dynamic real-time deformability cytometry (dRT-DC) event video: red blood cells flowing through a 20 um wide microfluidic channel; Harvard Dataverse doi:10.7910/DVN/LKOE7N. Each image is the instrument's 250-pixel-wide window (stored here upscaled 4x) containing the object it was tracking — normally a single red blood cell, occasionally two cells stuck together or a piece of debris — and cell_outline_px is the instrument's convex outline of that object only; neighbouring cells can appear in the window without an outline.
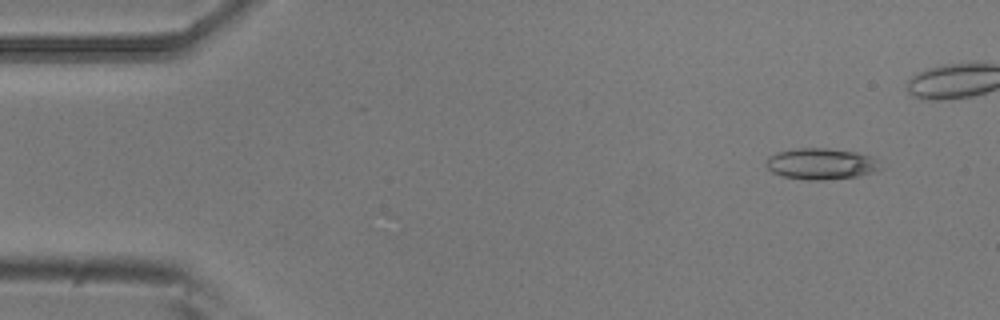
{"species": "common noctule bat (a hibernating species)", "species_latin": "Nyctalus noctula", "temperature_condition": "room temperature", "stored_images_in_passage": 5, "camera_frame_rate_fps": 3000, "um_per_image_px": 0.085, "animal": {"sex": "male", "body_mass_g": 20.5, "forearm_length_mm": 52.5}, "frame": {"image": 1, "passage_image": 1, "time_ms": 0.0, "image_size_px": [1000, 320], "cell_outline_px": [[884, 168], [860, 176], [824, 180], [808, 180], [784, 176], [772, 172], [764, 164], [768, 156], [776, 152], [796, 148], [828, 148], [856, 152], [872, 156]], "centroid_in_image_um": [69.79, 13.92], "position_along_channel_um": 15.2, "area_um2": 20.98}}